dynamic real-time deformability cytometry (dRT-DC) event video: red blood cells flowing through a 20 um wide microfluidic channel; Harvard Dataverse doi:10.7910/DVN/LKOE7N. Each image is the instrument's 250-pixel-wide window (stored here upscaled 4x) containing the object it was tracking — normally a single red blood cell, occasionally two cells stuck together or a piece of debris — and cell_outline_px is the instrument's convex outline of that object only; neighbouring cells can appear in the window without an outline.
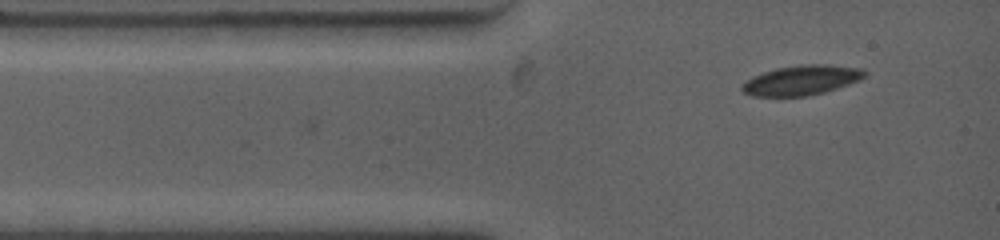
{"species": "common noctule bat (a hibernating species)", "species_latin": "Nyctalus noctula", "temperature_condition": "warm", "stored_images_in_passage": 3, "camera_frame_rate_fps": 4500, "um_per_image_px": 0.085, "animal": {"sex": "female", "body_mass_g": 19.0, "forearm_length_mm": 53.3}, "frame": {"image": 1, "passage_image": 3, "time_ms": 1.333, "image_size_px": [1000, 240], "cell_outline_px": [[868, 72], [860, 80], [824, 92], [808, 96], [752, 96], [744, 92], [740, 88], [740, 84], [752, 76], [776, 68], [804, 64], [828, 64], [864, 68]], "centroid_in_image_um": [68.13, 6.81], "position_along_channel_um": 16.9, "area_um2": 21.44}}